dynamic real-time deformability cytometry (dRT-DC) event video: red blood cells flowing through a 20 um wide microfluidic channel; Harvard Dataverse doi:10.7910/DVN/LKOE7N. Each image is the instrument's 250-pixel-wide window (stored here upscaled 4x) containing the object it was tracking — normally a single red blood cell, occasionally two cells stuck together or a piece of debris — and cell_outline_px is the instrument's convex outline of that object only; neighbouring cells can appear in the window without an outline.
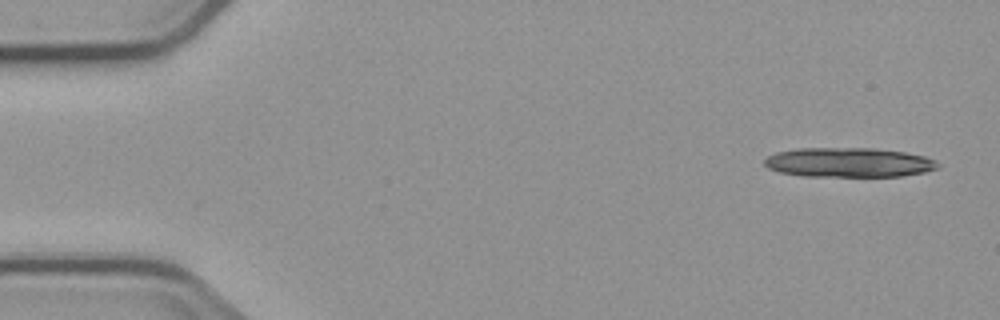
{"species": "common noctule bat (a hibernating species)", "species_latin": "Nyctalus noctula", "temperature_condition": "cold", "stored_images_in_passage": 4, "camera_frame_rate_fps": 3000, "um_per_image_px": 0.085, "animal": {"sex": "male", "body_mass_g": 23.1, "forearm_length_mm": 52.7}, "frame": {"image": 1, "passage_image": 1, "time_ms": 0.0, "image_size_px": [1000, 320], "cell_outline_px": [[940, 168], [924, 172], [900, 176], [804, 176], [780, 172], [768, 168], [764, 164], [764, 160], [768, 156], [776, 152], [796, 148], [876, 148], [904, 152], [924, 156], [936, 160], [940, 164]], "centroid_in_image_um": [72.16, 13.8], "position_along_channel_um": 12.8, "area_um2": 29.94}}